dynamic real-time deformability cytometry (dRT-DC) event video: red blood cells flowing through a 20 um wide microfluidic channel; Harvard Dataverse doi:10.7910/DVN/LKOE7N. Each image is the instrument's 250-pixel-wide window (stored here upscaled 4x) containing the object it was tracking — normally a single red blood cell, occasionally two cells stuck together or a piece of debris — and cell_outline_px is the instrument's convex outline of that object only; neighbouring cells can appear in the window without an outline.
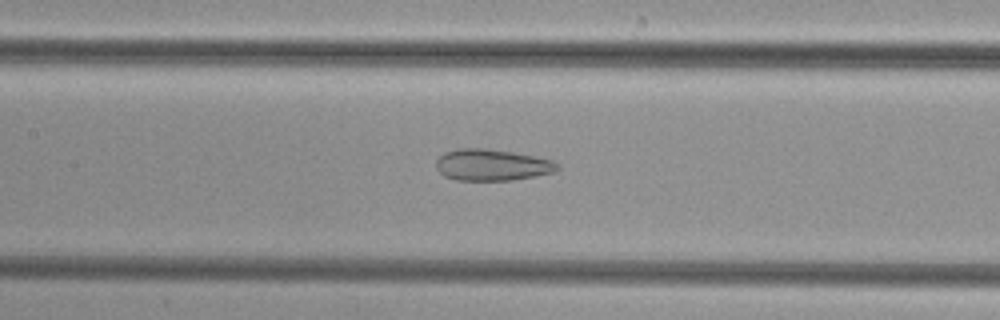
{"species": "common noctule bat (a hibernating species)", "species_latin": "Nyctalus noctula", "temperature_condition": "cold", "stored_images_in_passage": 49, "camera_frame_rate_fps": 3000, "um_per_image_px": 0.085, "animal": {"sex": "female", "body_mass_g": 29.2, "forearm_length_mm": 56.3}, "frame": {"image": 1, "passage_image": 22, "time_ms": 7.0, "image_size_px": [1000, 320], "cell_outline_px": [[560, 168], [552, 172], [536, 176], [512, 180], [456, 180], [444, 176], [436, 168], [436, 160], [444, 152], [460, 148], [480, 144], [484, 144], [552, 160], [560, 164]], "centroid_in_image_um": [41.81, 13.95], "position_along_channel_um": 165.6, "area_um2": 23.35}}
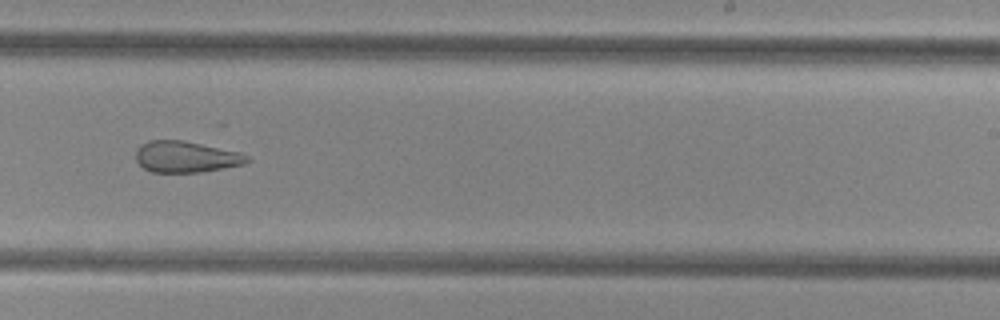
{"frame": {"image": 2, "passage_image": 30, "time_ms": 9.667, "image_size_px": [1000, 320], "cell_outline_px": [[252, 160], [244, 164], [224, 168], [200, 172], [152, 172], [144, 168], [136, 160], [136, 148], [140, 144], [148, 140], [184, 140], [240, 152], [248, 156]], "centroid_in_image_um": [15.81, 13.32], "position_along_channel_um": 273.2, "area_um2": 20.4}}
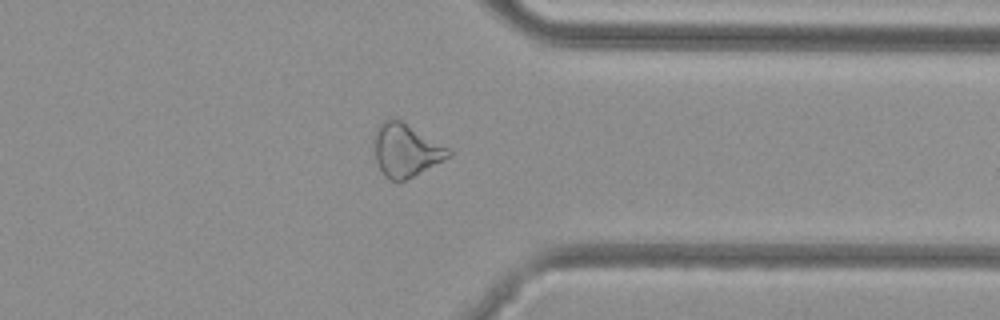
{"frame": {"image": 3, "passage_image": 38, "time_ms": 12.333, "image_size_px": [1000, 320], "cell_outline_px": [[452, 156], [404, 180], [388, 180], [384, 176], [376, 160], [372, 148], [372, 136], [376, 128], [388, 116], [396, 116], [452, 148]], "centroid_in_image_um": [34.48, 12.69], "position_along_channel_um": 376.9, "area_um2": 23.87}}